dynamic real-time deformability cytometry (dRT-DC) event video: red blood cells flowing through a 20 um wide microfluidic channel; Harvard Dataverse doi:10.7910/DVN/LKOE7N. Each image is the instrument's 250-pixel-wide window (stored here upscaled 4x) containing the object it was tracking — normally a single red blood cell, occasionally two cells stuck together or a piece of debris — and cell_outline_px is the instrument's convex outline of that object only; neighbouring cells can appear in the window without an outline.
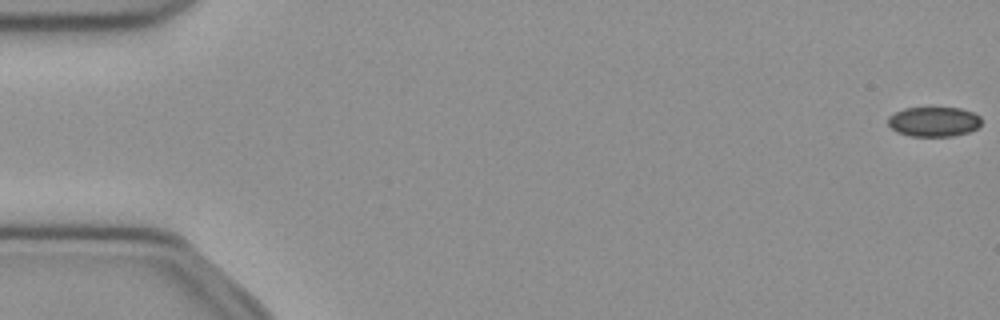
{"species": "common noctule bat (a hibernating species)", "species_latin": "Nyctalus noctula", "temperature_condition": "cold", "stored_images_in_passage": 53, "camera_frame_rate_fps": 3000, "um_per_image_px": 0.085, "animal": {"sex": "female", "body_mass_g": 21.9}, "frame": {"image": 1, "passage_image": 1, "time_ms": 0.0, "image_size_px": [1000, 320], "cell_outline_px": [[980, 124], [976, 128], [968, 132], [952, 136], [908, 136], [896, 132], [888, 124], [888, 116], [904, 108], [960, 108], [972, 112], [980, 116]], "centroid_in_image_um": [79.34, 10.35], "position_along_channel_um": 5.7, "area_um2": 16.13}}
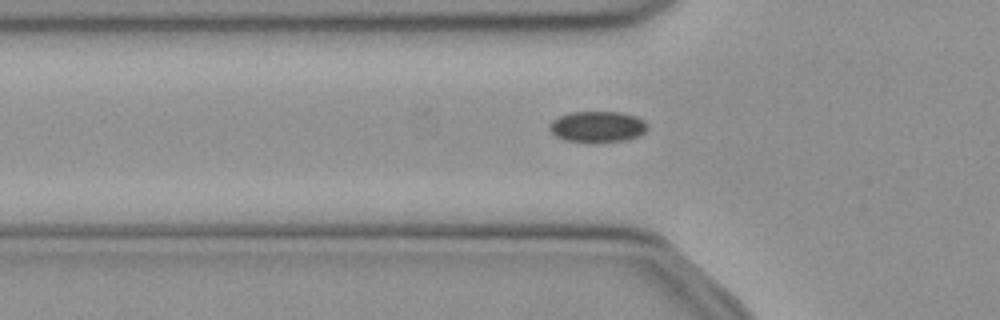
{"frame": {"image": 2, "passage_image": 18, "time_ms": 5.667, "image_size_px": [1000, 320], "cell_outline_px": [[648, 128], [644, 132], [628, 140], [588, 144], [564, 140], [556, 136], [548, 128], [548, 124], [552, 120], [560, 116], [572, 112], [620, 112], [636, 116], [644, 120], [648, 124]], "centroid_in_image_um": [50.77, 10.8], "position_along_channel_um": 75.0, "area_um2": 18.15}}
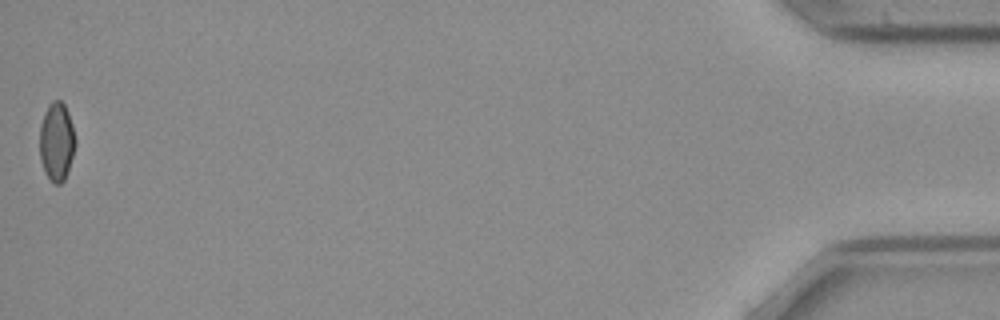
{"frame": {"image": 3, "passage_image": 53, "time_ms": 17.333, "image_size_px": [1000, 320], "cell_outline_px": [[76, 144], [64, 180], [60, 184], [56, 184], [44, 172], [40, 160], [40, 124], [44, 112], [48, 104], [52, 100], [60, 100], [64, 104], [68, 112], [72, 124], [76, 140]], "centroid_in_image_um": [4.8, 12.0], "position_along_channel_um": 430.4, "area_um2": 16.3}}